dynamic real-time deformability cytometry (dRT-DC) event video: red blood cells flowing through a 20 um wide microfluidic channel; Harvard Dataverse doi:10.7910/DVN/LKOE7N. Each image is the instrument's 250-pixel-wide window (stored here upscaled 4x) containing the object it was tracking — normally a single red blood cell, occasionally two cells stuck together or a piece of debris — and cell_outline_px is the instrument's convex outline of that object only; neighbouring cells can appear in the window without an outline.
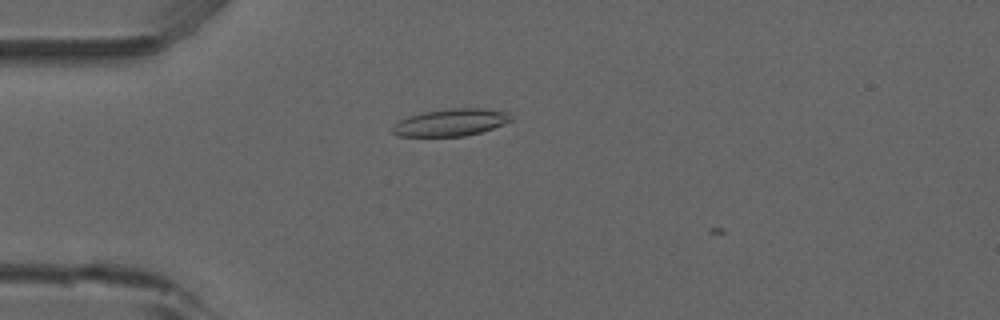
{"species": "common noctule bat (a hibernating species)", "species_latin": "Nyctalus noctula", "temperature_condition": "room temperature", "stored_images_in_passage": 8, "camera_frame_rate_fps": 3000, "um_per_image_px": 0.085, "animal": {"sex": "male", "forearm_length_mm": 52.5}, "frame": {"image": 1, "passage_image": 5, "time_ms": 1.333, "image_size_px": [1000, 320], "cell_outline_px": [[512, 120], [504, 124], [480, 132], [464, 136], [396, 136], [392, 132], [392, 128], [400, 120], [408, 116], [424, 112], [452, 108], [484, 108], [508, 112], [512, 116]], "centroid_in_image_um": [38.33, 10.4], "position_along_channel_um": 46.7, "area_um2": 18.67}}